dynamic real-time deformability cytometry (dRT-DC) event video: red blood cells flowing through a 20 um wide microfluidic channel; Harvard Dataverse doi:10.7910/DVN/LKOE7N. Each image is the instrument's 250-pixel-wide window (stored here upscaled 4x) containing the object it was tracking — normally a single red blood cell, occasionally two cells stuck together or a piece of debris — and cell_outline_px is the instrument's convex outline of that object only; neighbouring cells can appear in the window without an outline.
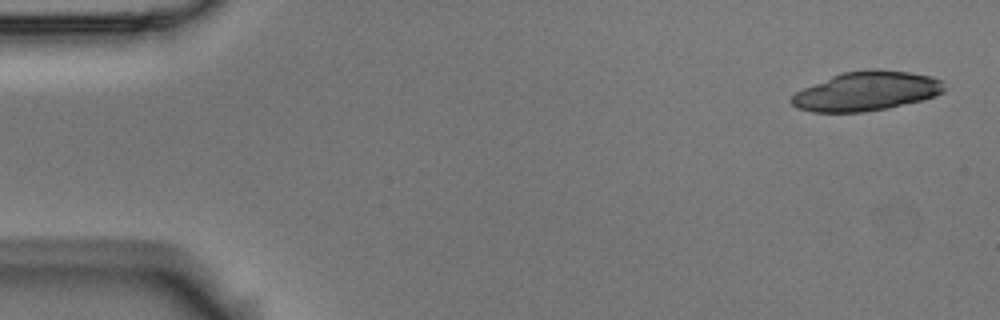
{"species": "Egyptian fruit bat (a non-hibernating species)", "species_latin": "Rousettus aegyptiacus", "temperature_condition": "room temperature", "stored_images_in_passage": 3, "camera_frame_rate_fps": 3000, "um_per_image_px": 0.085, "animal": {"sex": "male"}, "frame": {"image": 1, "passage_image": 1, "time_ms": 0.0, "image_size_px": [1000, 320], "cell_outline_px": [[944, 92], [936, 96], [924, 100], [888, 108], [864, 112], [812, 112], [796, 108], [788, 100], [796, 92], [804, 88], [832, 76], [844, 72], [868, 68], [880, 68], [908, 72], [932, 76], [944, 80]], "centroid_in_image_um": [73.69, 7.74], "position_along_channel_um": 11.3, "area_um2": 35.32}}